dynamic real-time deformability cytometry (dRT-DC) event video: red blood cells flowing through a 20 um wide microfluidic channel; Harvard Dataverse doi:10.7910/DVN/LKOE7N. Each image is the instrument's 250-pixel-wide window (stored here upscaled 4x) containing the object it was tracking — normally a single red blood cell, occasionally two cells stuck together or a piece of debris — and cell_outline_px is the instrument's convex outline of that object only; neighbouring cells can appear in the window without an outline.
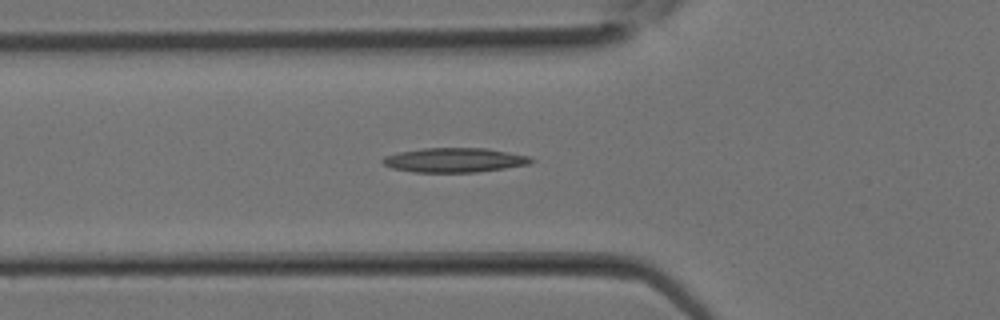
{"species": "Egyptian fruit bat (a non-hibernating species)", "species_latin": "Rousettus aegyptiacus", "temperature_condition": "room temperature", "stored_images_in_passage": 14, "camera_frame_rate_fps": 3000, "um_per_image_px": 0.085, "animal": {"sex": "female"}, "frame": {"image": 1, "passage_image": 10, "time_ms": 3.0, "image_size_px": [1000, 320], "cell_outline_px": [[536, 160], [532, 164], [476, 172], [412, 172], [392, 168], [384, 164], [380, 160], [384, 156], [396, 152], [424, 148], [488, 148], [528, 156]], "centroid_in_image_um": [38.62, 13.6], "position_along_channel_um": 87.2, "area_um2": 21.27}}
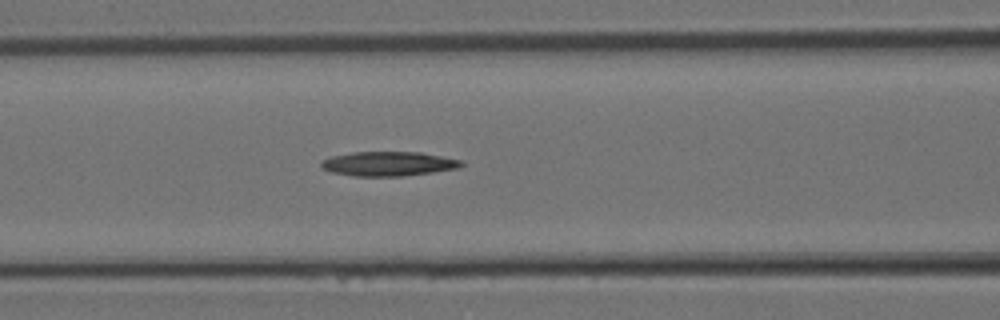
{"frame": {"image": 2, "passage_image": 12, "time_ms": 3.667, "image_size_px": [1000, 320], "cell_outline_px": [[464, 164], [460, 168], [404, 176], [352, 176], [332, 172], [320, 168], [320, 164], [324, 160], [332, 156], [352, 152], [420, 152], [464, 160]], "centroid_in_image_um": [33.04, 13.92], "position_along_channel_um": 133.6, "area_um2": 20.06}}
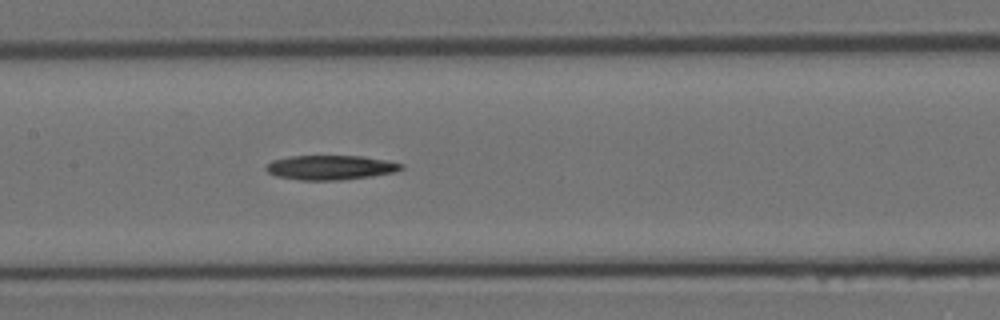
{"frame": {"image": 3, "passage_image": 14, "time_ms": 4.333, "image_size_px": [1000, 320], "cell_outline_px": [[404, 168], [396, 172], [372, 176], [340, 180], [300, 180], [276, 176], [268, 172], [264, 168], [272, 160], [292, 156], [364, 156], [388, 160], [404, 164]], "centroid_in_image_um": [28.13, 14.23], "position_along_channel_um": 179.3, "area_um2": 19.42}}